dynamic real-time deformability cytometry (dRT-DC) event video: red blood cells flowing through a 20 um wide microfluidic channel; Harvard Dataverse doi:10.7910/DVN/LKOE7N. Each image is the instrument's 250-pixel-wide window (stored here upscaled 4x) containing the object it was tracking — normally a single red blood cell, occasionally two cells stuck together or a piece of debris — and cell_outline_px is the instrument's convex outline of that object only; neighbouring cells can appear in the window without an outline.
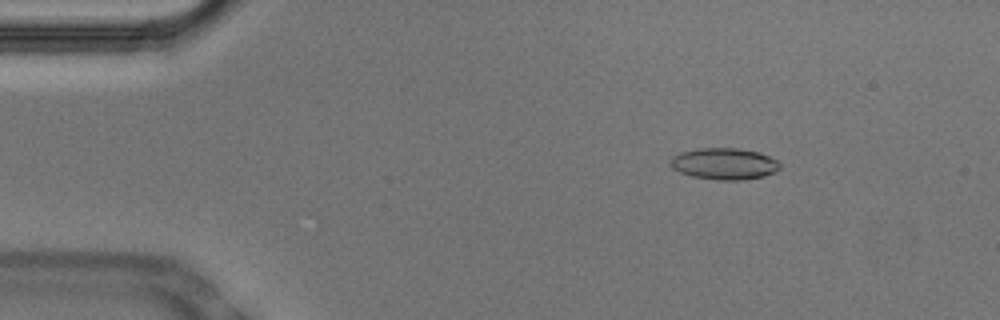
{"species": "Egyptian fruit bat (a non-hibernating species)", "species_latin": "Rousettus aegyptiacus", "temperature_condition": "cold", "stored_images_in_passage": 51, "camera_frame_rate_fps": 3000, "um_per_image_px": 0.085, "animal": {"sex": "male"}, "frame": {"image": 1, "passage_image": 5, "time_ms": 1.333, "image_size_px": [1000, 320], "cell_outline_px": [[780, 168], [776, 172], [764, 176], [740, 180], [716, 180], [692, 176], [680, 172], [672, 168], [668, 164], [668, 160], [672, 156], [680, 152], [696, 148], [736, 148], [760, 152], [776, 160], [780, 164]], "centroid_in_image_um": [61.52, 13.91], "position_along_channel_um": 23.5, "area_um2": 20.35}}
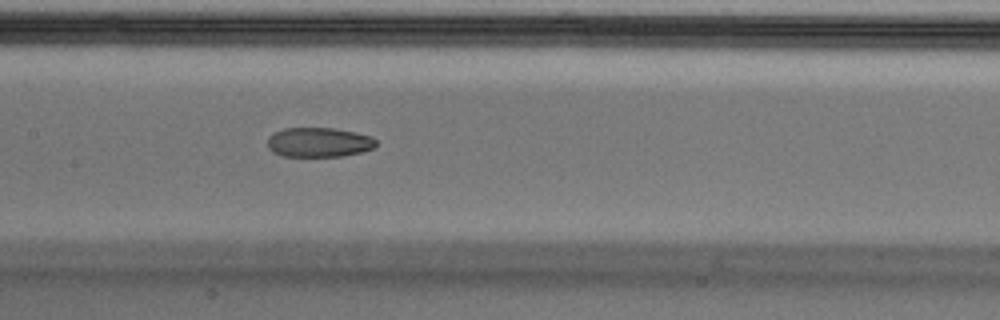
{"frame": {"image": 2, "passage_image": 23, "time_ms": 7.333, "image_size_px": [1000, 320], "cell_outline_px": [[376, 144], [372, 148], [360, 152], [344, 156], [284, 156], [272, 152], [268, 148], [268, 136], [284, 128], [332, 128], [356, 132], [372, 136], [376, 140]], "centroid_in_image_um": [27.1, 12.09], "position_along_channel_um": 180.3, "area_um2": 18.67}}
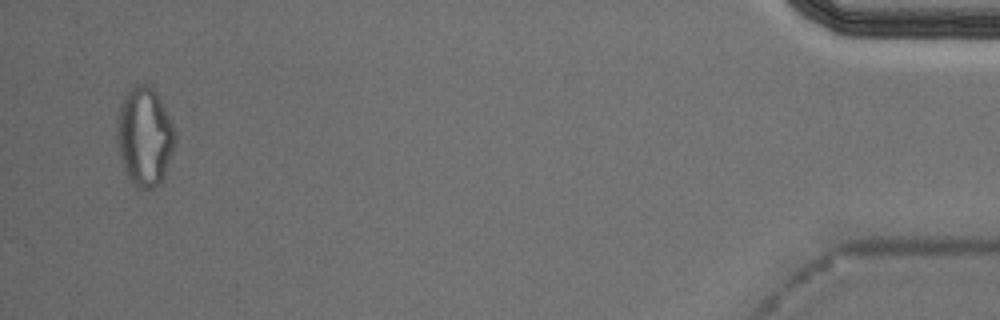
{"frame": {"image": 3, "passage_image": 49, "time_ms": 16.0, "image_size_px": [1000, 320], "cell_outline_px": [[176, 140], [164, 176], [160, 184], [152, 188], [144, 188], [132, 184], [124, 168], [120, 156], [116, 140], [116, 120], [120, 104], [124, 96], [132, 84], [148, 84], [156, 92], [172, 124], [176, 136]], "centroid_in_image_um": [12.26, 11.58], "position_along_channel_um": 422.9, "area_um2": 33.41}, "authors_computed_cell_mechanics": {"area_um2": 20.0566, "velocity_mm_per_s": 3.7441, "shape_relaxation_time_tau1_ms": null, "shape_relaxation_time_tau2_ms": 4.8552, "deformation_change_tau1": null, "deformation_change_tau2": 0.1064}}